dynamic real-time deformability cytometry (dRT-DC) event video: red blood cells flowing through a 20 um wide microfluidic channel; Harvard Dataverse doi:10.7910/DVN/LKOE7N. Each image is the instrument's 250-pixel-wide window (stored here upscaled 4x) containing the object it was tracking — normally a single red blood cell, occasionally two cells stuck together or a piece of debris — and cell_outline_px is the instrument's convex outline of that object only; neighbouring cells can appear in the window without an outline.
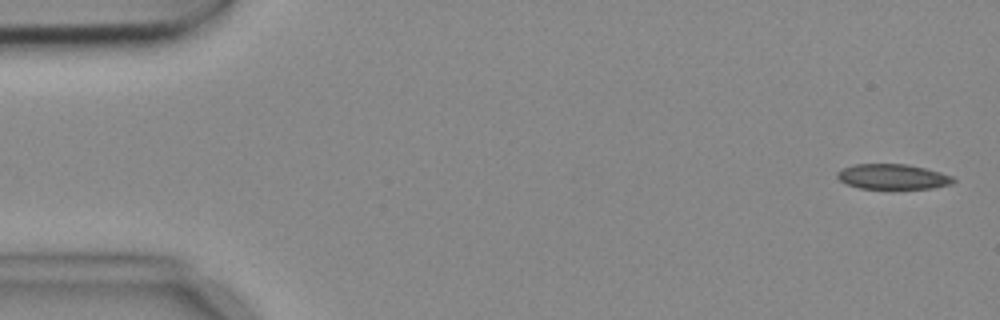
{"species": "common noctule bat (a hibernating species)", "species_latin": "Nyctalus noctula", "temperature_condition": "cold", "stored_images_in_passage": 6, "camera_frame_rate_fps": 3000, "um_per_image_px": 0.085, "animal": {"sex": "female", "body_mass_g": 18.4}, "frame": {"image": 1, "passage_image": 1, "time_ms": 0.0, "image_size_px": [1000, 320], "cell_outline_px": [[956, 180], [952, 184], [932, 188], [860, 188], [848, 184], [840, 180], [836, 176], [836, 172], [844, 168], [856, 164], [908, 164], [940, 172], [952, 176]], "centroid_in_image_um": [75.9, 15.01], "position_along_channel_um": 9.1, "area_um2": 16.82}}
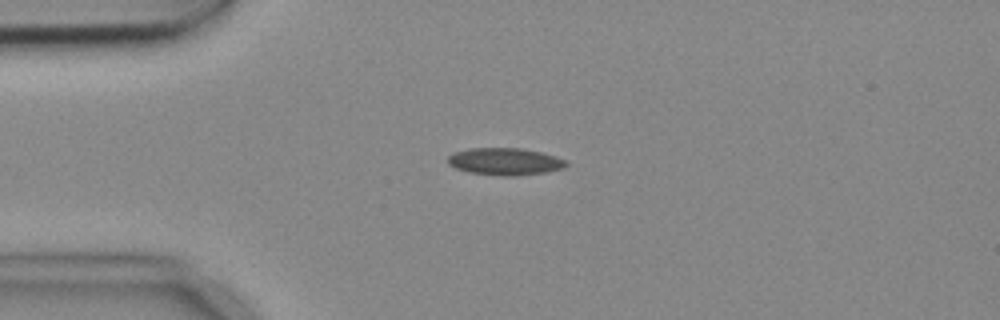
{"frame": {"image": 2, "passage_image": 4, "time_ms": 1.0, "image_size_px": [1000, 320], "cell_outline_px": [[568, 164], [564, 168], [544, 172], [512, 176], [504, 176], [472, 172], [456, 168], [448, 164], [448, 156], [456, 152], [468, 148], [520, 148], [540, 152], [564, 160]], "centroid_in_image_um": [42.9, 13.72], "position_along_channel_um": 42.1, "area_um2": 18.32}}